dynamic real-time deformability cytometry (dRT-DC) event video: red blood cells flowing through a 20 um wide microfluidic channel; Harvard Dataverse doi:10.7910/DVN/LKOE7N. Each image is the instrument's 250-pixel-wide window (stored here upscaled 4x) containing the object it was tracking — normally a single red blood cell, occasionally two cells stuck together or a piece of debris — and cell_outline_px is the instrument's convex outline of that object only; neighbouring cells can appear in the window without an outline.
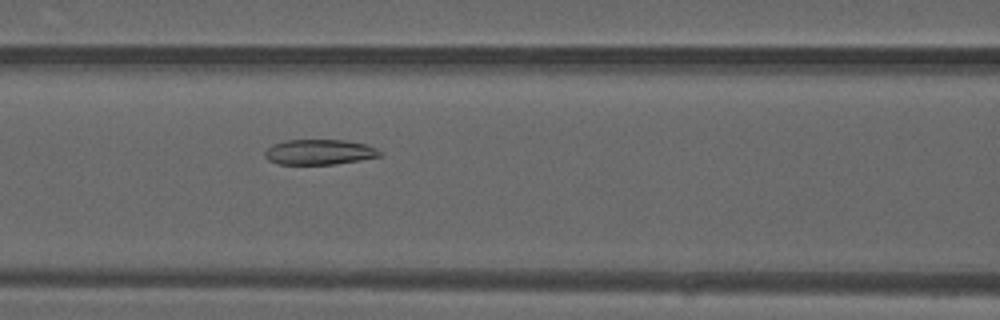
{"species": "common noctule bat (a hibernating species)", "species_latin": "Nyctalus noctula", "temperature_condition": "warm", "stored_images_in_passage": 50, "camera_frame_rate_fps": 3000, "um_per_image_px": 0.085, "animal": {"sex": "male", "forearm_length_mm": 52.5}, "frame": {"image": 1, "passage_image": 22, "time_ms": 7.0, "image_size_px": [1000, 320], "cell_outline_px": [[384, 156], [336, 164], [276, 164], [268, 160], [264, 156], [264, 152], [272, 144], [284, 140], [344, 140], [368, 144], [384, 152]], "centroid_in_image_um": [27.18, 12.92], "position_along_channel_um": 139.4, "area_um2": 17.22}}
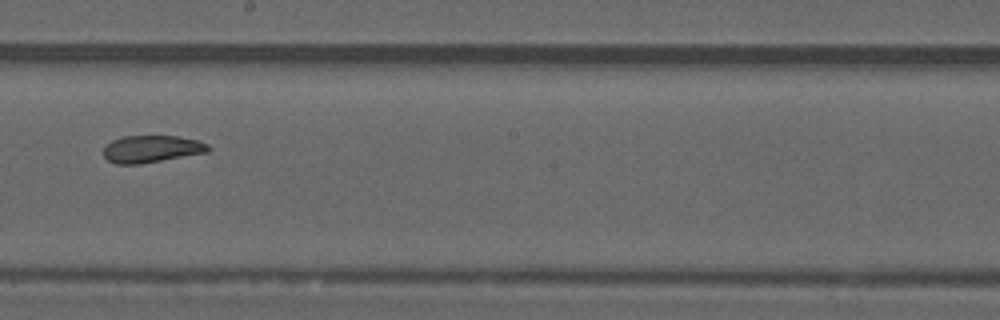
{"frame": {"image": 2, "passage_image": 29, "time_ms": 9.333, "image_size_px": [1000, 320], "cell_outline_px": [[212, 148], [208, 152], [140, 164], [116, 164], [108, 160], [104, 156], [104, 148], [112, 140], [124, 136], [180, 136], [196, 140], [208, 144]], "centroid_in_image_um": [12.9, 12.66], "position_along_channel_um": 235.3, "area_um2": 16.53}}
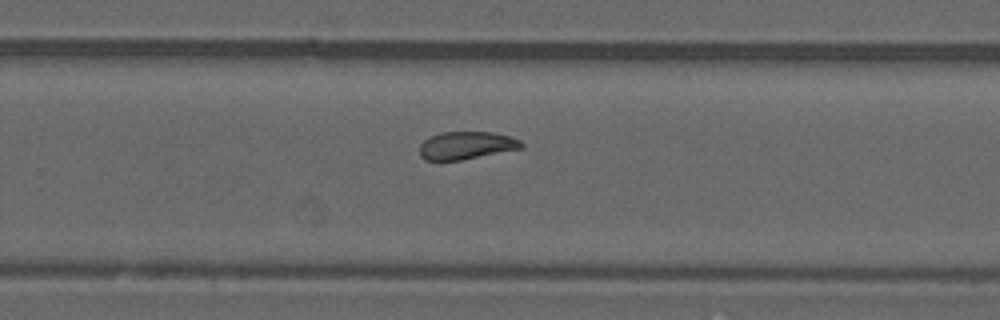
{"frame": {"image": 3, "passage_image": 33, "time_ms": 10.667, "image_size_px": [1000, 320], "cell_outline_px": [[524, 148], [460, 160], [424, 160], [420, 156], [420, 144], [424, 140], [440, 132], [492, 132], [508, 136], [520, 140], [524, 144]], "centroid_in_image_um": [39.65, 12.36], "position_along_channel_um": 290.2, "area_um2": 16.42}, "authors_computed_cell_mechanics": {"area_um2": 18.1781, "velocity_mm_per_s": 4.1307, "shape_relaxation_time_tau1_ms": null, "shape_relaxation_time_tau2_ms": 1.8167, "deformation_change_tau1": null, "deformation_change_tau2": 0.0646}}